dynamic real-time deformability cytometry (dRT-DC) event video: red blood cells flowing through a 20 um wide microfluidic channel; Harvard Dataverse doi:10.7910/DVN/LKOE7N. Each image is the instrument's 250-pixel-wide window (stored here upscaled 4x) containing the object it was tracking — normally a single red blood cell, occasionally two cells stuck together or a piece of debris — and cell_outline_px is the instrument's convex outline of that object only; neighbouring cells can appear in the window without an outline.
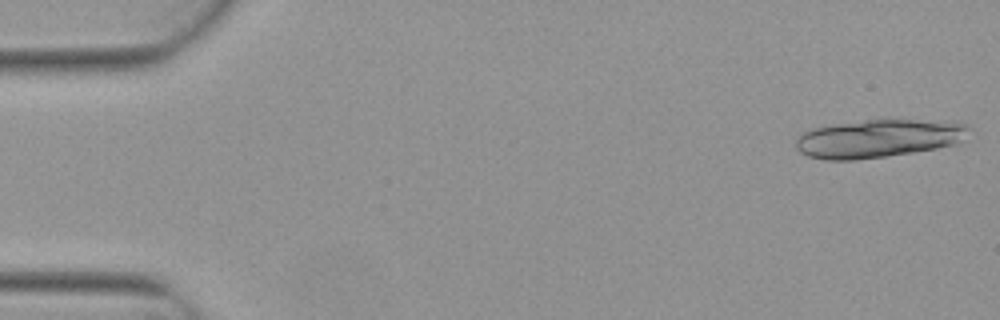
{"species": "Egyptian fruit bat (a non-hibernating species)", "species_latin": "Rousettus aegyptiacus", "temperature_condition": "warm", "stored_images_in_passage": 6, "camera_frame_rate_fps": 3000, "um_per_image_px": 0.085, "animal": {"sex": "female"}, "frame": {"image": 1, "passage_image": 1, "time_ms": 0.0, "image_size_px": [1000, 320], "cell_outline_px": [[972, 128], [952, 144], [936, 148], [888, 156], [856, 160], [824, 160], [808, 156], [800, 152], [796, 148], [796, 140], [804, 132], [816, 128], [836, 124], [884, 116], [956, 120]], "centroid_in_image_um": [74.72, 11.71], "position_along_channel_um": 10.3, "area_um2": 39.59}}